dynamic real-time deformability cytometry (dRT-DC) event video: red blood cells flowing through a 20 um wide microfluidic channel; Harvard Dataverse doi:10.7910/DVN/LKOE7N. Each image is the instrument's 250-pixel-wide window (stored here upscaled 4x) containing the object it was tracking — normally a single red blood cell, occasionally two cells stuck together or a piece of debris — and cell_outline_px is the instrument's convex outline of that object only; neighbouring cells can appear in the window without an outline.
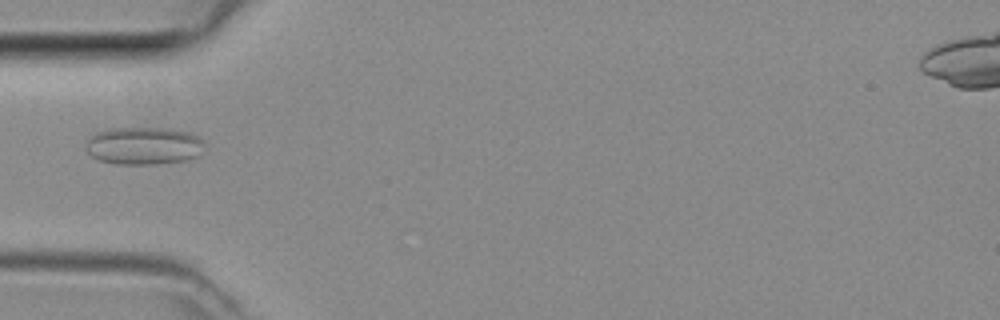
{"species": "common noctule bat (a hibernating species)", "species_latin": "Nyctalus noctula", "temperature_condition": "room temperature", "stored_images_in_passage": 4, "camera_frame_rate_fps": 3000, "um_per_image_px": 0.085, "animal": {"sex": "female", "body_mass_g": 29.2, "forearm_length_mm": 56.3}, "frame": {"image": 1, "passage_image": 4, "time_ms": 1.0, "image_size_px": [1000, 320], "cell_outline_px": [[204, 144], [196, 156], [188, 160], [156, 164], [116, 164], [100, 160], [92, 156], [84, 148], [88, 140], [96, 132], [108, 128], [168, 128], [188, 132], [200, 136]], "centroid_in_image_um": [12.2, 12.38], "position_along_channel_um": 72.8, "area_um2": 26.07}}